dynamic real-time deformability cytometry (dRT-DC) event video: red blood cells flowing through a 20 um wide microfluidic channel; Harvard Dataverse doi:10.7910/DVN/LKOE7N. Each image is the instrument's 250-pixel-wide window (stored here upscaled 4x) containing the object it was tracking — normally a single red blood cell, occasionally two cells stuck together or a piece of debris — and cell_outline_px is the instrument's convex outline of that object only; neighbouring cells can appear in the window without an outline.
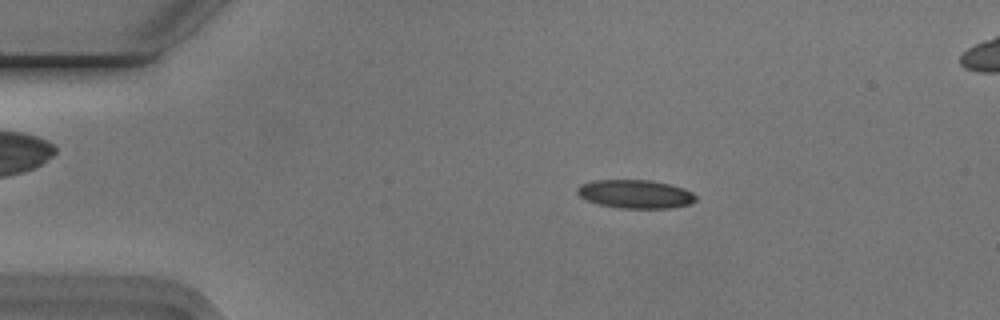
{"species": "Egyptian fruit bat (a non-hibernating species)", "species_latin": "Rousettus aegyptiacus", "temperature_condition": "cold", "stored_images_in_passage": 55, "segment_of_instrument_passage": [1, 2], "camera_frame_rate_fps": 3000, "um_per_image_px": 0.085, "animal": {"sex": "male"}, "frame": {"image": 1, "passage_image": 10, "time_ms": 3.0, "image_size_px": [1000, 320], "cell_outline_px": [[696, 200], [688, 204], [668, 208], [620, 208], [600, 204], [588, 200], [580, 196], [576, 192], [576, 188], [580, 184], [592, 180], [652, 180], [684, 188], [692, 192], [696, 196]], "centroid_in_image_um": [53.98, 16.48], "position_along_channel_um": 31.0, "area_um2": 19.59}}
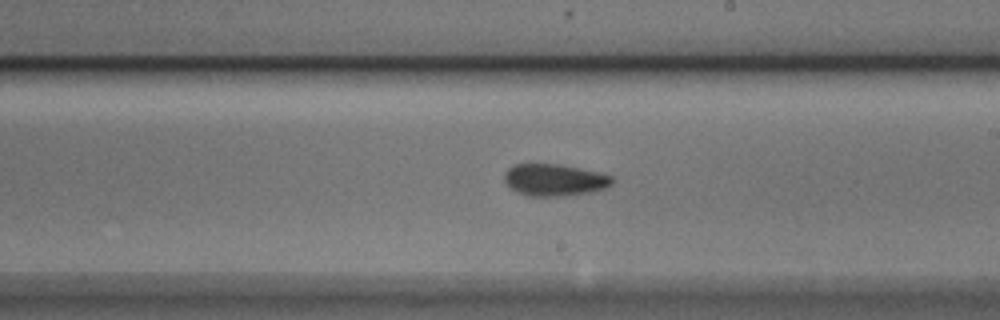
{"frame": {"image": 2, "passage_image": 31, "time_ms": 10.0, "image_size_px": [1000, 320], "cell_outline_px": [[612, 184], [604, 188], [592, 192], [564, 196], [528, 196], [516, 192], [508, 188], [504, 180], [504, 172], [508, 168], [516, 164], [560, 164], [596, 172], [612, 176]], "centroid_in_image_um": [47.07, 15.3], "position_along_channel_um": 241.9, "area_um2": 20.11}}
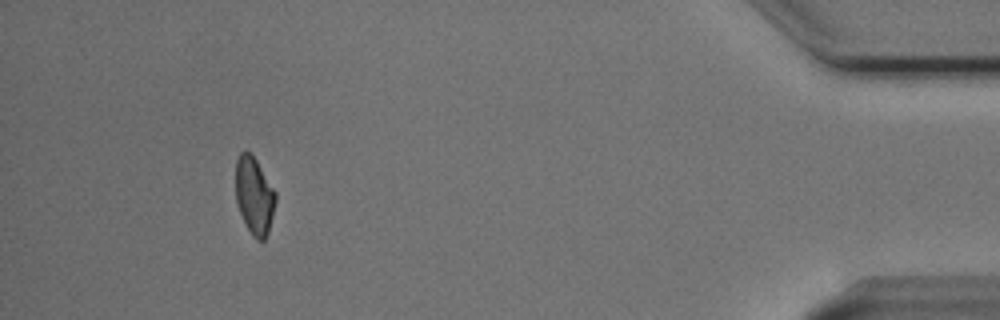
{"frame": {"image": 3, "passage_image": 50, "time_ms": 16.333, "image_size_px": [1000, 320], "cell_outline_px": [[276, 200], [268, 232], [264, 240], [256, 240], [252, 236], [240, 212], [236, 200], [236, 160], [240, 152], [252, 152], [276, 192]], "centroid_in_image_um": [21.62, 16.6], "position_along_channel_um": 413.6, "area_um2": 17.92}}